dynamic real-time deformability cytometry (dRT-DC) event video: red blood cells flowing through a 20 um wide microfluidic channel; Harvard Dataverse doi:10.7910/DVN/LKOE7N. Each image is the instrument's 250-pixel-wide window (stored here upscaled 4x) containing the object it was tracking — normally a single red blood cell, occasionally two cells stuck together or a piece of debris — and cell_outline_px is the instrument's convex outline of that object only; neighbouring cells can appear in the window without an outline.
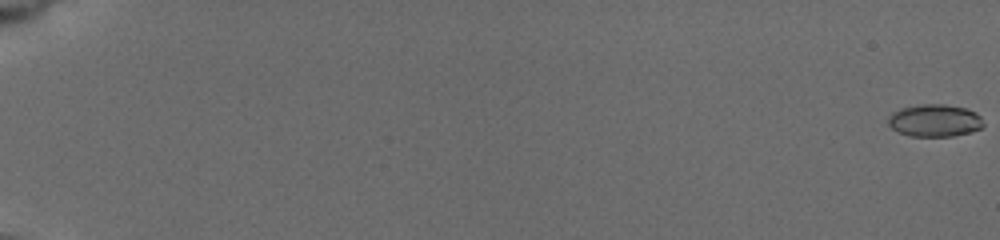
{"species": "common noctule bat (a hibernating species)", "species_latin": "Nyctalus noctula", "temperature_condition": "cold", "stored_images_in_passage": 21, "camera_frame_rate_fps": 3000, "um_per_image_px": 0.085, "animal": {"sex": "female", "body_mass_g": 19.5, "forearm_length_mm": 54.1}, "frame": {"image": 1, "passage_image": 1, "time_ms": 0.0, "image_size_px": [1000, 240], "cell_outline_px": [[984, 124], [980, 128], [972, 132], [952, 136], [912, 136], [900, 132], [892, 128], [888, 124], [888, 116], [892, 112], [900, 108], [924, 104], [944, 104], [964, 108], [976, 112], [980, 116]], "centroid_in_image_um": [79.45, 10.24], "position_along_channel_um": 5.6, "area_um2": 17.92}}
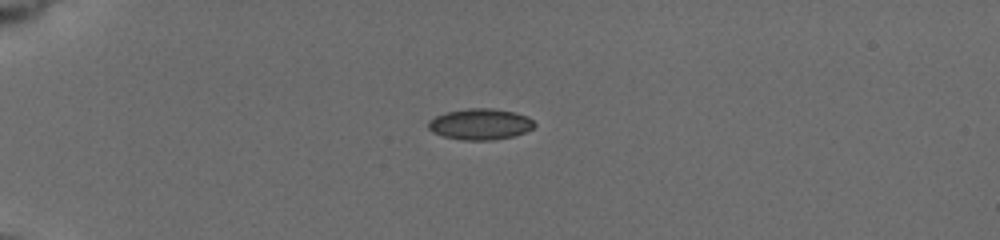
{"frame": {"image": 2, "passage_image": 16, "time_ms": 5.667, "image_size_px": [1000, 240], "cell_outline_px": [[536, 124], [532, 128], [524, 132], [512, 136], [492, 140], [464, 140], [444, 136], [432, 132], [428, 128], [428, 120], [444, 112], [468, 108], [492, 108], [516, 112], [528, 116]], "centroid_in_image_um": [40.81, 10.54], "position_along_channel_um": 44.2, "area_um2": 19.25}}
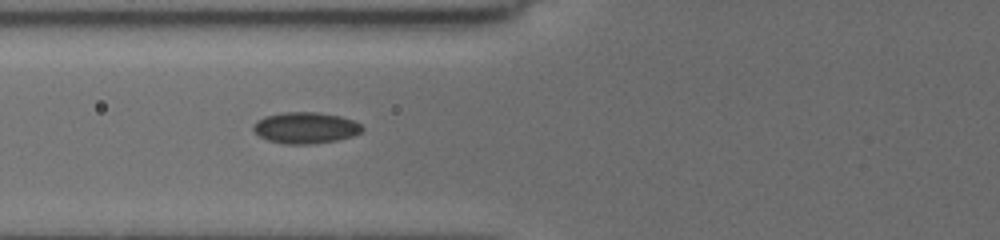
{"frame": {"image": 3, "passage_image": 21, "time_ms": 8.333, "image_size_px": [1000, 240], "cell_outline_px": [[364, 128], [360, 132], [352, 136], [336, 140], [312, 144], [284, 144], [268, 140], [260, 136], [252, 128], [252, 124], [256, 120], [264, 116], [284, 112], [316, 112], [340, 116], [352, 120], [360, 124]], "centroid_in_image_um": [25.93, 10.86], "position_along_channel_um": 99.9, "area_um2": 19.83}}